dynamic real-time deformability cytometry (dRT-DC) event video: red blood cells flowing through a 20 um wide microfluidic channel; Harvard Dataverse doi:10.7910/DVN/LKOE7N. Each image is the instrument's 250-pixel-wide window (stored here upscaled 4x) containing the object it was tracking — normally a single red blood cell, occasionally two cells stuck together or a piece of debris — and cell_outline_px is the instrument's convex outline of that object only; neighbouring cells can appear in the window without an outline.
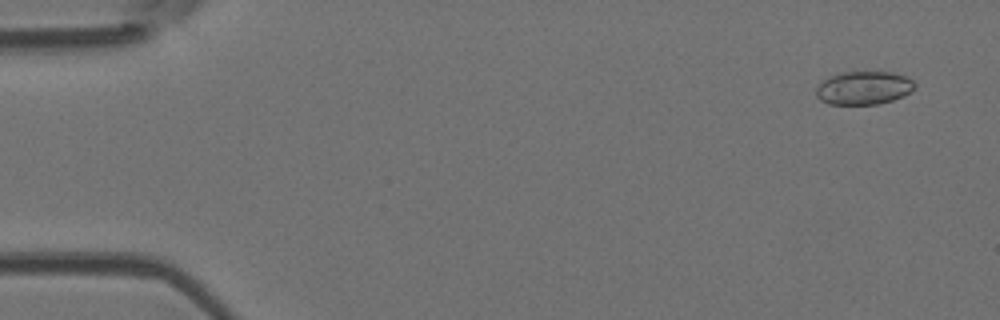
{"species": "Egyptian fruit bat (a non-hibernating species)", "species_latin": "Rousettus aegyptiacus", "temperature_condition": "room temperature", "stored_images_in_passage": 7, "camera_frame_rate_fps": 3000, "um_per_image_px": 0.085, "animal": {"sex": "female"}, "frame": {"image": 1, "passage_image": 1, "time_ms": 0.0, "image_size_px": [1000, 320], "cell_outline_px": [[916, 88], [904, 96], [892, 100], [876, 104], [828, 104], [820, 100], [816, 96], [816, 88], [828, 76], [844, 72], [892, 72], [908, 76], [916, 84]], "centroid_in_image_um": [73.44, 7.47], "position_along_channel_um": 11.6, "area_um2": 19.25}}
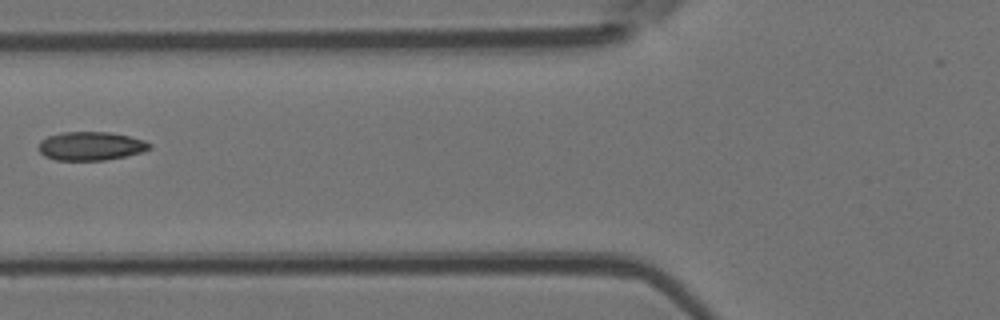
{"frame": {"image": 2, "passage_image": 6, "time_ms": 6.0, "image_size_px": [1000, 320], "cell_outline_px": [[152, 148], [144, 152], [104, 160], [56, 160], [44, 156], [36, 148], [40, 140], [48, 136], [64, 132], [108, 132], [128, 136], [144, 140], [152, 144]], "centroid_in_image_um": [7.7, 12.41], "position_along_channel_um": 118.1, "area_um2": 18.61}}
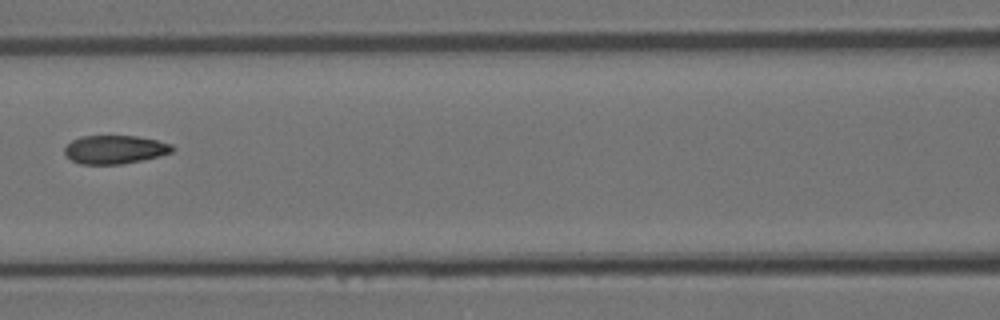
{"frame": {"image": 3, "passage_image": 7, "time_ms": 7.0, "image_size_px": [1000, 320], "cell_outline_px": [[176, 148], [172, 152], [124, 164], [80, 164], [72, 160], [64, 152], [64, 148], [72, 140], [80, 136], [136, 136], [156, 140], [172, 144]], "centroid_in_image_um": [9.76, 12.7], "position_along_channel_um": 156.8, "area_um2": 17.74}}